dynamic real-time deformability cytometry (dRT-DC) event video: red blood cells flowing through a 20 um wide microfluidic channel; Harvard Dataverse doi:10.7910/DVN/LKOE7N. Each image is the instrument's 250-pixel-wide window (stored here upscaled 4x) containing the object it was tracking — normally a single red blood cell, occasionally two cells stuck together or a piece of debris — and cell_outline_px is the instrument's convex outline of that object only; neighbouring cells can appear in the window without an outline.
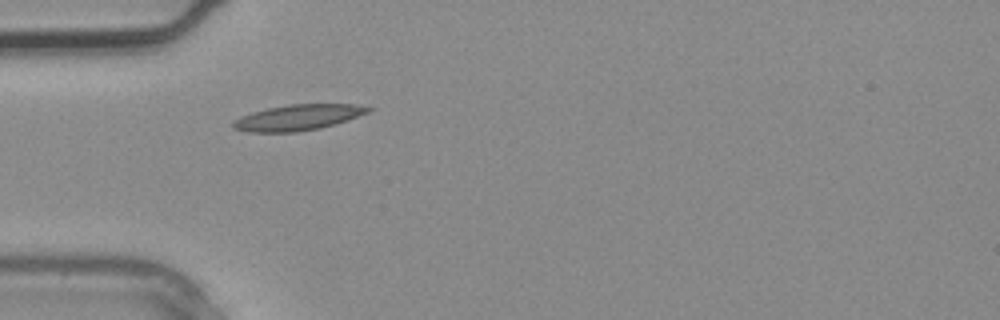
{"species": "common noctule bat (a hibernating species)", "species_latin": "Nyctalus noctula", "temperature_condition": "warm", "stored_images_in_passage": 2, "camera_frame_rate_fps": 3000, "um_per_image_px": 0.085, "animal": {"sex": "male", "body_mass_g": 20.4}, "frame": {"image": 1, "passage_image": 2, "time_ms": 0.333, "image_size_px": [1000, 320], "cell_outline_px": [[376, 108], [372, 112], [336, 124], [320, 128], [296, 132], [248, 132], [232, 128], [232, 120], [240, 116], [252, 112], [268, 108], [288, 104], [356, 104]], "centroid_in_image_um": [25.37, 9.98], "position_along_channel_um": 59.6, "area_um2": 20.63}}